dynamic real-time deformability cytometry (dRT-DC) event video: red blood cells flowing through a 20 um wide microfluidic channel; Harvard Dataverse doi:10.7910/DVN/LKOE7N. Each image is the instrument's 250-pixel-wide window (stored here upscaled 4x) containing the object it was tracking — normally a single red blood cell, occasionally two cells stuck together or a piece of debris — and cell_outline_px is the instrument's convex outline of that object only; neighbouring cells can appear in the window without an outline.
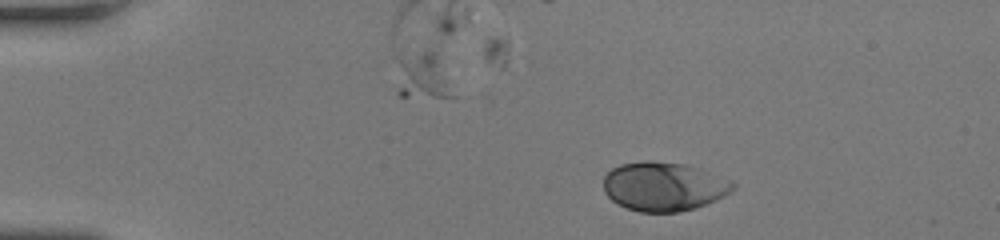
{"species": "human", "species_latin": "Homo sapiens", "temperature_condition": "room temperature", "stored_images_in_passage": 34, "camera_frame_rate_fps": 3000, "um_per_image_px": 0.085, "donor": {"sex": "female"}, "frame": {"image": 1, "passage_image": 1, "time_ms": 0.0, "image_size_px": [1000, 240], "cell_outline_px": [[736, 188], [724, 196], [716, 200], [680, 212], [640, 212], [616, 204], [604, 192], [604, 176], [612, 168], [620, 164], [644, 160], [652, 160], [684, 164], [700, 168], [732, 180], [736, 184]], "centroid_in_image_um": [56.42, 15.84], "position_along_channel_um": 28.6, "area_um2": 37.17}}
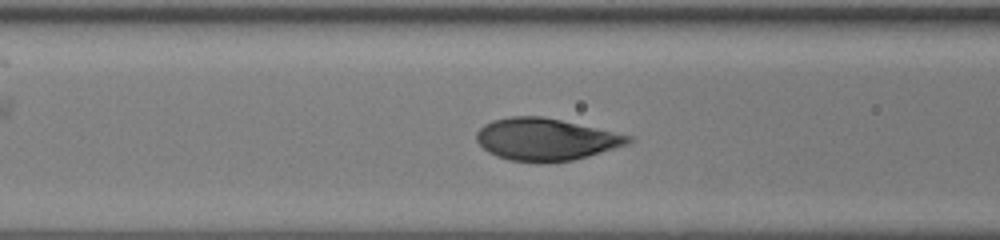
{"frame": {"image": 2, "passage_image": 14, "time_ms": 4.333, "image_size_px": [1000, 240], "cell_outline_px": [[636, 140], [628, 144], [588, 156], [572, 160], [540, 164], [536, 164], [508, 160], [496, 156], [488, 152], [476, 140], [476, 132], [484, 124], [492, 120], [512, 116], [540, 116], [560, 120], [632, 136]], "centroid_in_image_um": [46.36, 11.87], "position_along_channel_um": 120.2, "area_um2": 37.45}}
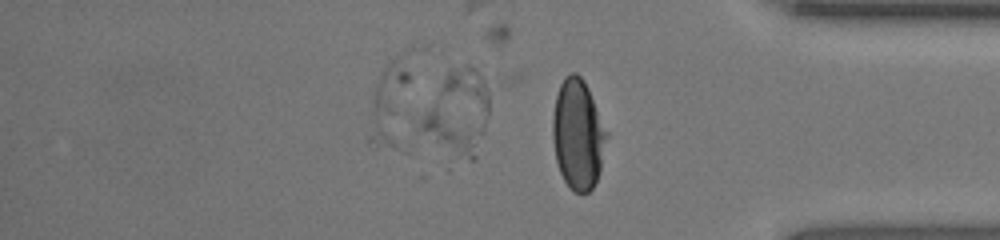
{"frame": {"image": 3, "passage_image": 34, "time_ms": 11.0, "image_size_px": [1000, 240], "cell_outline_px": [[608, 136], [600, 172], [592, 188], [588, 192], [576, 192], [564, 180], [560, 172], [556, 160], [552, 140], [552, 116], [556, 96], [560, 84], [564, 76], [572, 72], [576, 72], [584, 80], [588, 88], [608, 132]], "centroid_in_image_um": [49.12, 11.39], "position_along_channel_um": 386.1, "area_um2": 34.74}, "authors_computed_cell_mechanics": {"area_um2": 37.1943, "velocity_mm_per_s": 4.1516, "shape_relaxation_time_tau1_ms": 2.1778, "shape_relaxation_time_tau2_ms": null, "deformation_change_tau1": 0.159, "deformation_change_tau2": null}}